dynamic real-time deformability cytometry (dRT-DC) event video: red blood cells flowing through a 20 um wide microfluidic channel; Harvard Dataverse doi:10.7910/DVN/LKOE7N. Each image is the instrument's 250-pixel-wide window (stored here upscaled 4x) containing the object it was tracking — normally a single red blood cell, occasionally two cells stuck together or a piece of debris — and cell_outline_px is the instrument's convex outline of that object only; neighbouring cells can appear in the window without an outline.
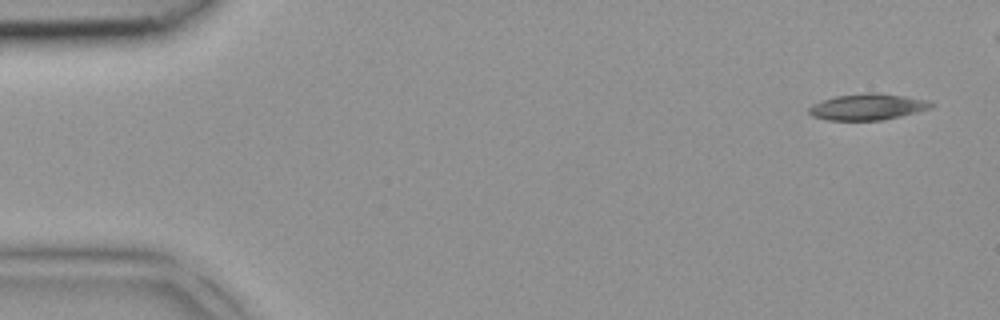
{"species": "common noctule bat (a hibernating species)", "species_latin": "Nyctalus noctula", "temperature_condition": "room temperature", "stored_images_in_passage": 3, "camera_frame_rate_fps": 3000, "um_per_image_px": 0.085, "animal": {"sex": "female", "body_mass_g": 18.4}, "frame": {"image": 1, "passage_image": 1, "time_ms": 0.0, "image_size_px": [1000, 320], "cell_outline_px": [[936, 104], [932, 108], [884, 120], [828, 120], [812, 116], [808, 112], [808, 108], [812, 104], [820, 100], [836, 96], [868, 92], [876, 92], [904, 96], [924, 100]], "centroid_in_image_um": [73.71, 9.08], "position_along_channel_um": 11.3, "area_um2": 18.73}}
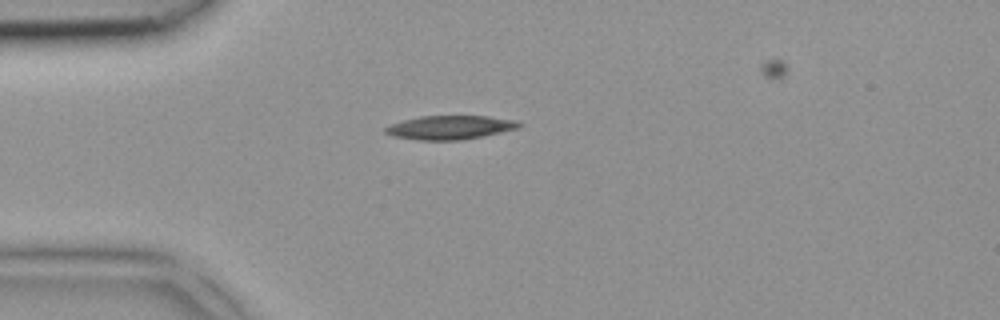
{"frame": {"image": 2, "passage_image": 3, "time_ms": 0.667, "image_size_px": [1000, 320], "cell_outline_px": [[524, 124], [520, 128], [484, 136], [460, 140], [416, 140], [392, 136], [384, 132], [384, 128], [392, 124], [404, 120], [420, 116], [488, 116], [516, 120]], "centroid_in_image_um": [38.29, 10.83], "position_along_channel_um": 46.7, "area_um2": 18.67}}